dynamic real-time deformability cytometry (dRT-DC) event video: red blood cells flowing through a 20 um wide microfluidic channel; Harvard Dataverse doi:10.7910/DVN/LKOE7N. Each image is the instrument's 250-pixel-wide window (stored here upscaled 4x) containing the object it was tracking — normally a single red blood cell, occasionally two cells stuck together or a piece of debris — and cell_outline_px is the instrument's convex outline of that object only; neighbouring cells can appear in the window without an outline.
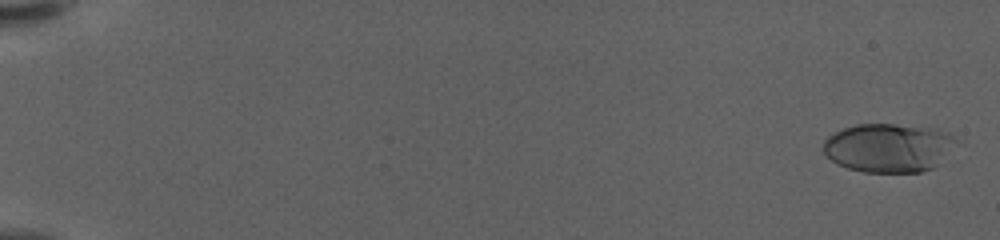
{"species": "human", "species_latin": "Homo sapiens", "temperature_condition": "warm", "stored_images_in_passage": 12, "camera_frame_rate_fps": 3000, "um_per_image_px": 0.085, "donor": {"sex": "female"}, "frame": {"image": 1, "passage_image": 2, "time_ms": 0.333, "image_size_px": [1000, 240], "cell_outline_px": [[956, 140], [936, 164], [932, 168], [920, 172], [864, 172], [848, 168], [836, 164], [824, 152], [824, 140], [828, 136], [844, 128], [856, 124], [896, 124], [940, 128], [948, 132]], "centroid_in_image_um": [75.48, 12.54], "position_along_channel_um": 9.5, "area_um2": 37.4}}